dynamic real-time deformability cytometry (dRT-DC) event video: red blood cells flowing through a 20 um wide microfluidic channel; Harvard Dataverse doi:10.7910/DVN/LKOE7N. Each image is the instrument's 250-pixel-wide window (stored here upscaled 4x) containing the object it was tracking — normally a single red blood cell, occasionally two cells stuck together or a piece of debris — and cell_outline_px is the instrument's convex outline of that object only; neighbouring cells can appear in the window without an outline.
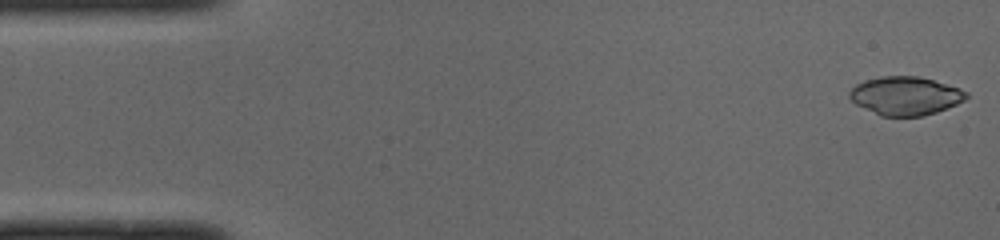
{"species": "common noctule bat (a hibernating species)", "species_latin": "Nyctalus noctula", "temperature_condition": "cold", "stored_images_in_passage": 40, "camera_frame_rate_fps": 3000, "um_per_image_px": 0.085, "animal": {"sex": "male", "body_mass_g": 19.0, "forearm_length_mm": 50.8}, "frame": {"image": 1, "passage_image": 1, "time_ms": 0.0, "image_size_px": [1000, 240], "cell_outline_px": [[968, 96], [964, 100], [956, 104], [936, 112], [924, 116], [880, 116], [856, 104], [848, 96], [848, 92], [856, 84], [864, 80], [884, 76], [916, 76], [932, 80], [968, 92]], "centroid_in_image_um": [76.91, 8.15], "position_along_channel_um": 8.1, "area_um2": 25.89}}
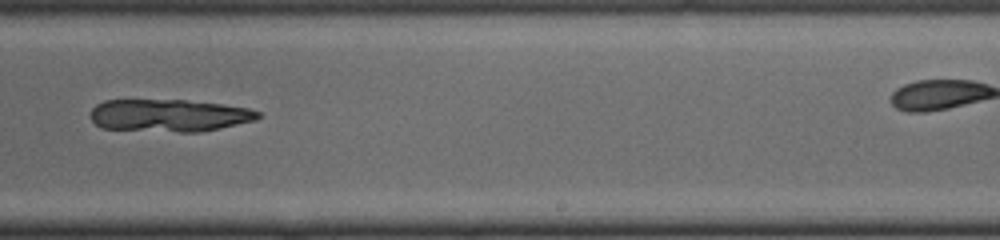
{"frame": {"image": 2, "passage_image": 30, "time_ms": 9.667, "image_size_px": [1000, 240], "cell_outline_px": [[260, 116], [256, 120], [220, 128], [200, 132], [180, 132], [100, 128], [92, 120], [92, 108], [96, 104], [104, 100], [184, 100], [220, 104], [248, 108], [260, 112]], "centroid_in_image_um": [14.37, 9.81], "position_along_channel_um": 274.6, "area_um2": 31.56}}
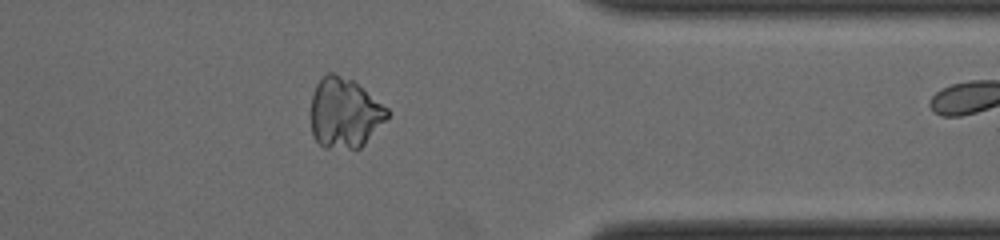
{"frame": {"image": 3, "passage_image": 39, "time_ms": 12.667, "image_size_px": [1000, 240], "cell_outline_px": [[392, 112], [364, 144], [360, 148], [324, 148], [312, 136], [312, 96], [316, 84], [328, 72], [332, 72], [352, 80], [388, 108]], "centroid_in_image_um": [29.29, 9.61], "position_along_channel_um": 382.1, "area_um2": 30.87}}